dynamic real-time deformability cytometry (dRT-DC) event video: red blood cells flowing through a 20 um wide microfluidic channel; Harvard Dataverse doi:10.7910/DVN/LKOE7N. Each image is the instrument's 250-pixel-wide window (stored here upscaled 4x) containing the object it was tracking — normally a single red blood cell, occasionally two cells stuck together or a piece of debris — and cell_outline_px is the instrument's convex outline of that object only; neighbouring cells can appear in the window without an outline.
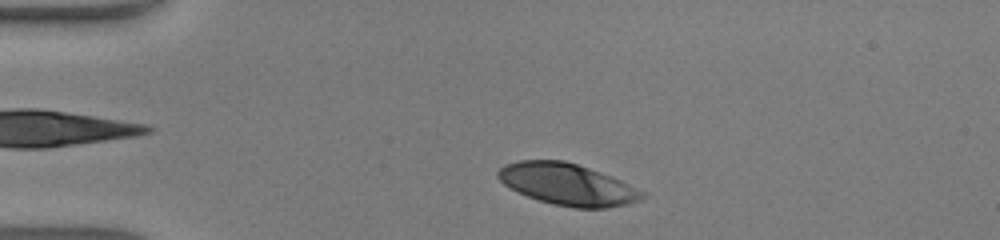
{"species": "human", "species_latin": "Homo sapiens", "temperature_condition": "warm", "stored_images_in_passage": 33, "camera_frame_rate_fps": 3000, "um_per_image_px": 0.085, "donor": {"sex": "male"}, "frame": {"image": 1, "passage_image": 3, "time_ms": 0.667, "image_size_px": [1000, 240], "cell_outline_px": [[644, 196], [640, 200], [628, 204], [604, 208], [576, 208], [552, 204], [528, 196], [504, 184], [496, 176], [496, 172], [504, 164], [516, 160], [564, 160], [612, 176], [644, 192]], "centroid_in_image_um": [48.21, 15.66], "position_along_channel_um": 36.8, "area_um2": 34.74}}
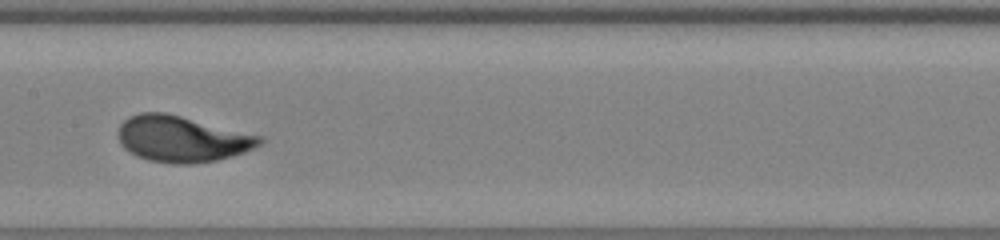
{"frame": {"image": 2, "passage_image": 17, "time_ms": 5.333, "image_size_px": [1000, 240], "cell_outline_px": [[264, 140], [260, 144], [244, 152], [232, 156], [216, 160], [192, 164], [172, 164], [148, 160], [136, 156], [124, 148], [120, 140], [120, 124], [128, 116], [140, 112], [164, 112], [260, 136]], "centroid_in_image_um": [15.43, 11.82], "position_along_channel_um": 192.0, "area_um2": 37.51}}
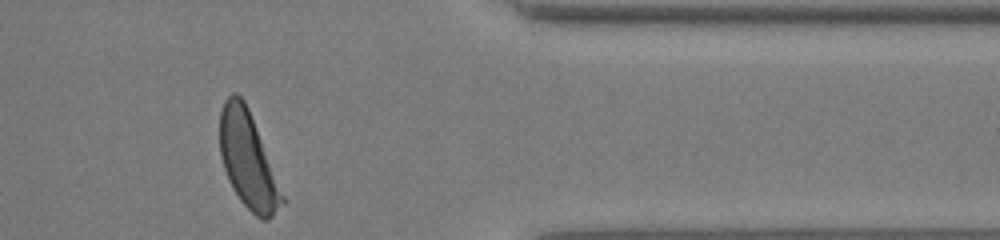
{"frame": {"image": 3, "passage_image": 32, "time_ms": 10.333, "image_size_px": [1000, 240], "cell_outline_px": [[284, 204], [268, 220], [264, 220], [256, 216], [240, 200], [232, 188], [228, 180], [220, 156], [220, 112], [224, 100], [232, 92], [236, 92], [244, 100], [248, 108], [284, 196]], "centroid_in_image_um": [21.05, 13.61], "position_along_channel_um": 390.3, "area_um2": 34.39}, "authors_computed_cell_mechanics": {"area_um2": 36.7608, "velocity_mm_per_s": 4.3267, "shape_relaxation_time_tau1_ms": 2.2069, "shape_relaxation_time_tau2_ms": null, "deformation_change_tau1": 0.1903, "deformation_change_tau2": null}}